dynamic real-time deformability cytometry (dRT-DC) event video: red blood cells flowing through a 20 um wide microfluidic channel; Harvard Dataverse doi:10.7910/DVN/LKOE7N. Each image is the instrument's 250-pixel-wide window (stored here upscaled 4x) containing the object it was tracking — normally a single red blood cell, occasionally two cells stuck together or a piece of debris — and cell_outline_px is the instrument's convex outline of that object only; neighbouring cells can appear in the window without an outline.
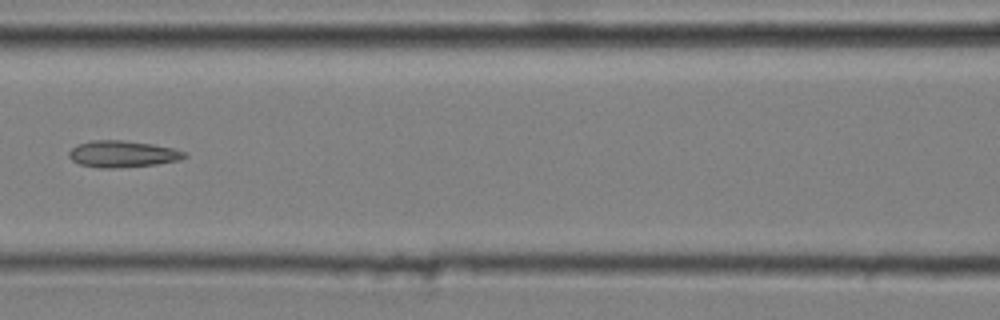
{"species": "common noctule bat (a hibernating species)", "species_latin": "Nyctalus noctula", "temperature_condition": "cold", "stored_images_in_passage": 9, "camera_frame_rate_fps": 3000, "um_per_image_px": 0.085, "animal": {"sex": "male", "body_mass_g": 20.4}, "frame": {"image": 1, "passage_image": 6, "time_ms": 1.667, "image_size_px": [1000, 320], "cell_outline_px": [[188, 156], [180, 160], [156, 164], [116, 168], [100, 168], [80, 164], [72, 160], [68, 156], [68, 152], [76, 144], [92, 140], [124, 140], [152, 144], [172, 148], [184, 152]], "centroid_in_image_um": [10.39, 13.08], "position_along_channel_um": 156.2, "area_um2": 17.92}}
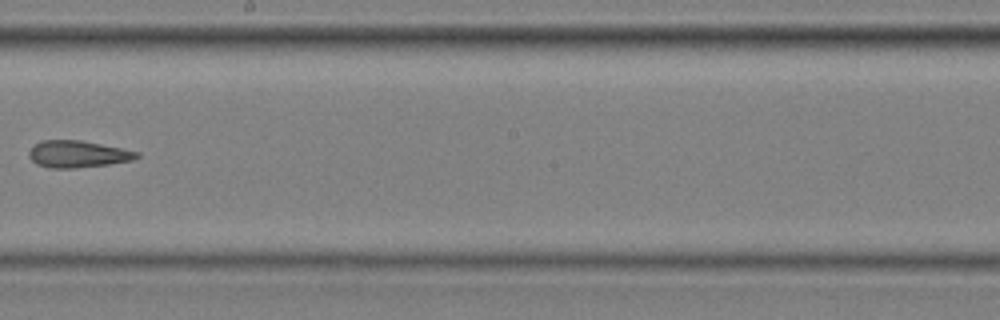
{"frame": {"image": 2, "passage_image": 8, "time_ms": 2.333, "image_size_px": [1000, 320], "cell_outline_px": [[140, 156], [132, 160], [108, 164], [76, 168], [48, 168], [36, 164], [28, 156], [28, 152], [40, 140], [80, 140], [140, 152]], "centroid_in_image_um": [6.59, 13.1], "position_along_channel_um": 241.6, "area_um2": 16.82}}
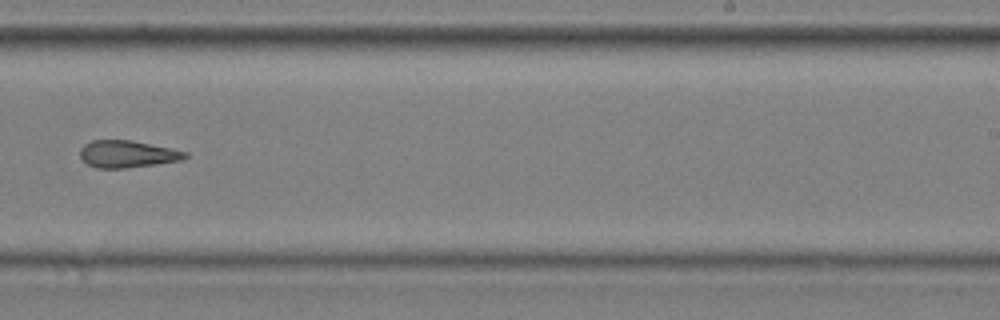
{"frame": {"image": 3, "passage_image": 9, "time_ms": 2.667, "image_size_px": [1000, 320], "cell_outline_px": [[188, 156], [180, 160], [156, 164], [128, 168], [96, 168], [88, 164], [80, 156], [80, 148], [84, 144], [92, 140], [132, 140], [172, 148], [188, 152]], "centroid_in_image_um": [10.83, 13.09], "position_along_channel_um": 278.2, "area_um2": 16.65}}